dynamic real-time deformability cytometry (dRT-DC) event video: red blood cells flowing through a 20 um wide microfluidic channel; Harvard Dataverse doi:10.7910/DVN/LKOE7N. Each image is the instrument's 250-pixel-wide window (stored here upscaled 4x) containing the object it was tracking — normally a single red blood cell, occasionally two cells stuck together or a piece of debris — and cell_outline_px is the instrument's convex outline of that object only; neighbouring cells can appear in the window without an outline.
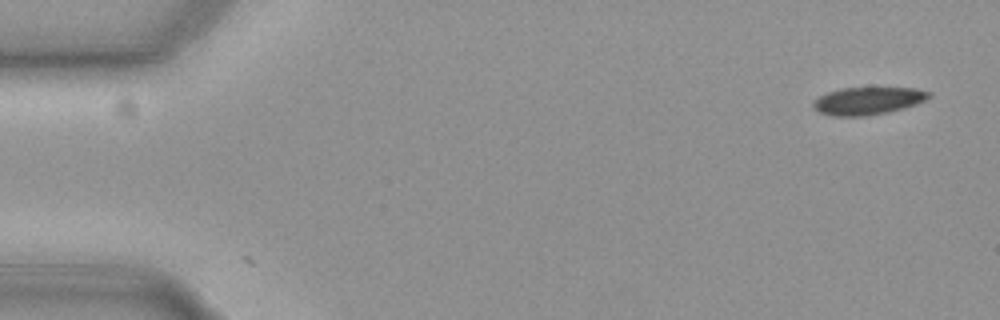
{"species": "common noctule bat (a hibernating species)", "species_latin": "Nyctalus noctula", "temperature_condition": "cold", "stored_images_in_passage": 3, "camera_frame_rate_fps": 3000, "um_per_image_px": 0.085, "animal": {"sex": "female", "body_mass_g": 19.3, "forearm_length_mm": 54.1}, "frame": {"image": 1, "passage_image": 3, "time_ms": 0.667, "image_size_px": [1000, 320], "cell_outline_px": [[932, 96], [924, 100], [888, 112], [864, 116], [832, 116], [820, 112], [812, 104], [820, 96], [828, 92], [840, 88], [916, 88], [932, 92]], "centroid_in_image_um": [73.77, 8.56], "position_along_channel_um": 11.2, "area_um2": 18.21}}